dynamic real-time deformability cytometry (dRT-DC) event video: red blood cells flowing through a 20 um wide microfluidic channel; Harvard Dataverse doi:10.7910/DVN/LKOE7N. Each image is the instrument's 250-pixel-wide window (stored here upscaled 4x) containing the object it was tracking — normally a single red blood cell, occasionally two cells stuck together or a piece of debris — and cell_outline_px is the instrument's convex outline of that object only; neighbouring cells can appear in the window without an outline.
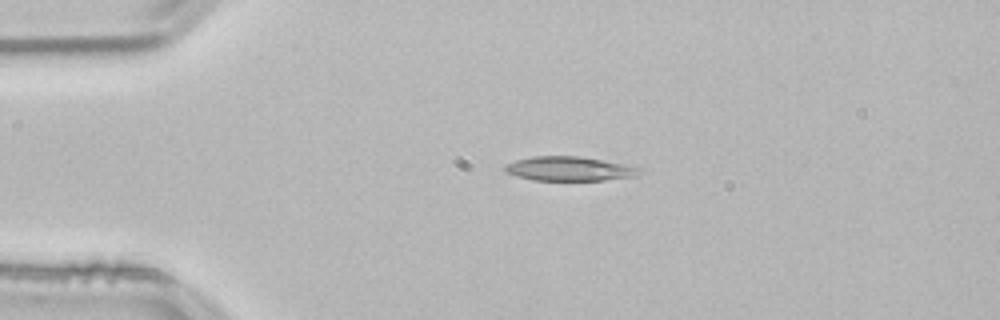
{"species": "common noctule bat (a hibernating species)", "species_latin": "Nyctalus noctula", "temperature_condition": "room temperature", "stored_images_in_passage": 42, "camera_frame_rate_fps": 3000, "um_per_image_px": 0.085, "animal": {"sex": "male", "body_mass_g": 21.5, "forearm_length_mm": 52.0}, "frame": {"image": 1, "passage_image": 1, "time_ms": 0.0, "image_size_px": [1000, 320], "cell_outline_px": [[644, 172], [636, 176], [604, 180], [532, 180], [516, 176], [508, 172], [504, 168], [504, 164], [516, 160], [532, 156], [580, 156], [624, 164], [636, 168]], "centroid_in_image_um": [48.36, 14.34], "position_along_channel_um": 36.6, "area_um2": 18.9}}
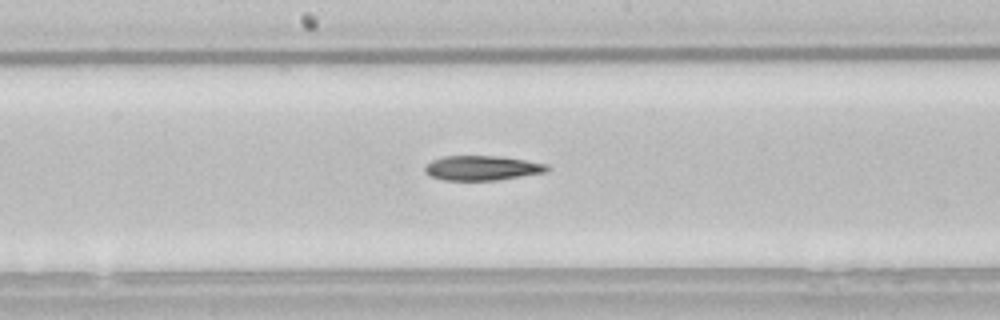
{"frame": {"image": 2, "passage_image": 17, "time_ms": 5.333, "image_size_px": [1000, 320], "cell_outline_px": [[552, 168], [548, 172], [496, 180], [444, 180], [428, 176], [424, 172], [424, 168], [432, 160], [444, 156], [500, 156], [548, 164]], "centroid_in_image_um": [41.0, 14.28], "position_along_channel_um": 207.2, "area_um2": 17.69}}
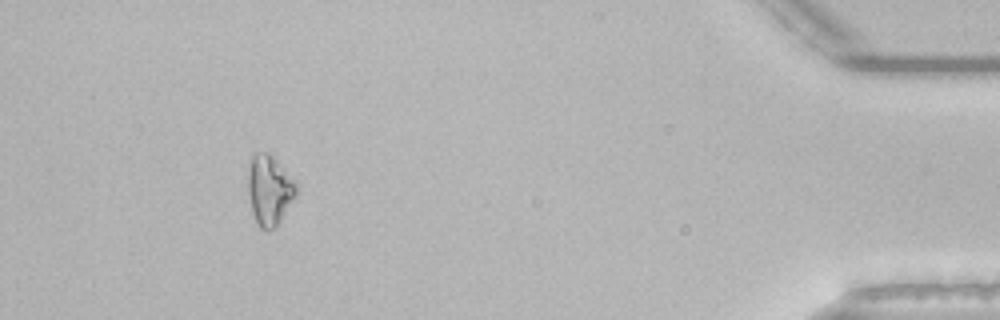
{"frame": {"image": 3, "passage_image": 38, "time_ms": 12.333, "image_size_px": [1000, 320], "cell_outline_px": [[296, 196], [276, 228], [260, 228], [256, 224], [252, 212], [248, 192], [248, 172], [252, 156], [256, 152], [268, 152], [296, 180]], "centroid_in_image_um": [22.9, 16.15], "position_along_channel_um": 412.3, "area_um2": 19.71}}